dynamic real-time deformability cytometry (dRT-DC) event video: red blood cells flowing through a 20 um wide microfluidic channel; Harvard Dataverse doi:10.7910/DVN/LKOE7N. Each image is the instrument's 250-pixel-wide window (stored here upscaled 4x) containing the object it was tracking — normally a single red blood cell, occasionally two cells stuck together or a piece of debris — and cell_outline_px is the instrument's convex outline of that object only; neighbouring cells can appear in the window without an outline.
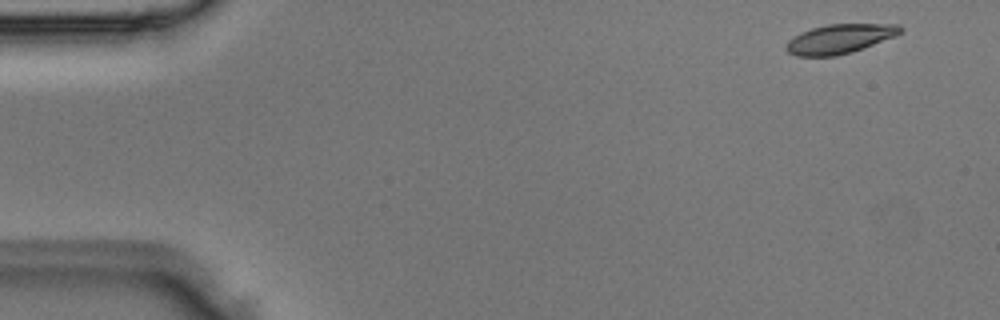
{"species": "Egyptian fruit bat (a non-hibernating species)", "species_latin": "Rousettus aegyptiacus", "temperature_condition": "room temperature", "stored_images_in_passage": 5, "segment_of_instrument_passage": [1, 2], "camera_frame_rate_fps": 3000, "um_per_image_px": 0.085, "animal": {"sex": "male"}, "frame": {"image": 1, "passage_image": 1, "time_ms": 0.0, "image_size_px": [1000, 320], "cell_outline_px": [[904, 28], [900, 32], [892, 36], [852, 52], [836, 56], [796, 56], [788, 52], [784, 48], [788, 40], [800, 32], [812, 28], [828, 24], [900, 24]], "centroid_in_image_um": [71.31, 3.3], "position_along_channel_um": 13.7, "area_um2": 19.31}}